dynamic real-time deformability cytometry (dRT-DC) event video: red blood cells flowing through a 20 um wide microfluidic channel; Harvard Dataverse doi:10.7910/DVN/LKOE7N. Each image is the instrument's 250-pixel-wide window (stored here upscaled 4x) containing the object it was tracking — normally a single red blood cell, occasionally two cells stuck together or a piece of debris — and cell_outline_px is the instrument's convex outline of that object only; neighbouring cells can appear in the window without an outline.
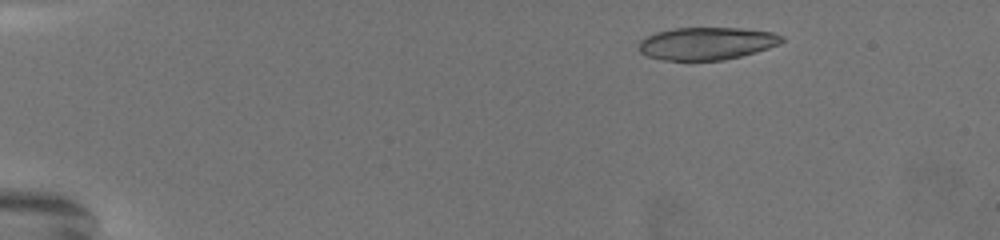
{"species": "common noctule bat (a hibernating species)", "species_latin": "Nyctalus noctula", "temperature_condition": "warm", "stored_images_in_passage": 60, "camera_frame_rate_fps": 3000, "um_per_image_px": 0.085, "animal": {"sex": "female", "body_mass_g": 19.5, "forearm_length_mm": 54.1}, "frame": {"image": 1, "passage_image": 1, "time_ms": 0.0, "image_size_px": [1000, 240], "cell_outline_px": [[784, 40], [780, 44], [768, 48], [740, 56], [724, 60], [664, 60], [648, 56], [640, 52], [640, 40], [656, 32], [676, 28], [740, 28], [772, 32], [784, 36]], "centroid_in_image_um": [60.1, 3.69], "position_along_channel_um": 24.9, "area_um2": 26.93}}
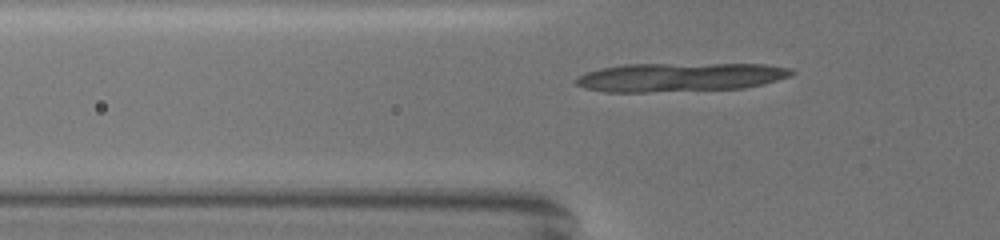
{"frame": {"image": 2, "passage_image": 16, "time_ms": 5.0, "image_size_px": [1000, 240], "cell_outline_px": [[796, 72], [792, 76], [744, 88], [648, 92], [604, 92], [584, 88], [576, 84], [576, 76], [600, 68], [624, 64], [764, 64], [788, 68]], "centroid_in_image_um": [57.76, 6.56], "position_along_channel_um": 68.0, "area_um2": 36.07}, "authors_computed_cell_mechanics": {"area_um2": 27.5995, "velocity_mm_per_s": 3.0244, "shape_relaxation_time_tau1_ms": 2.5314, "shape_relaxation_time_tau2_ms": 3.5378, "deformation_change_tau1": 0.2941, "deformation_change_tau2": 0.1031}}